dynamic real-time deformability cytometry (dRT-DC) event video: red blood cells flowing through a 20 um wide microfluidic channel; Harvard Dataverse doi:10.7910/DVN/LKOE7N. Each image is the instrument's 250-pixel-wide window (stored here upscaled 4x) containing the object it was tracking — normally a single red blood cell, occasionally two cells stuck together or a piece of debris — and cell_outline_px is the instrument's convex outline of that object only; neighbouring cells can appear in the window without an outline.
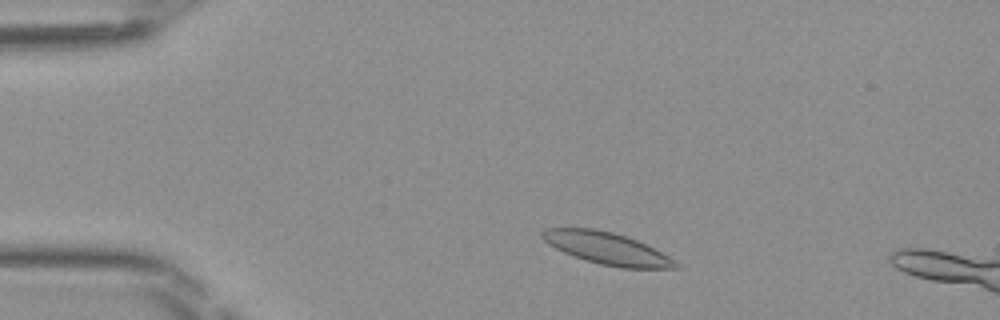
{"species": "Egyptian fruit bat (a non-hibernating species)", "species_latin": "Rousettus aegyptiacus", "temperature_condition": "room temperature", "stored_images_in_passage": 44, "camera_frame_rate_fps": 3000, "um_per_image_px": 0.085, "frame": {"image": 1, "passage_image": 4, "time_ms": 1.0, "image_size_px": [1000, 320], "cell_outline_px": [[680, 268], [620, 268], [600, 264], [564, 252], [548, 244], [540, 236], [540, 232], [544, 228], [592, 228], [612, 232], [636, 240], [668, 256], [680, 264]], "centroid_in_image_um": [51.56, 21.11], "position_along_channel_um": 33.4, "area_um2": 24.51}}
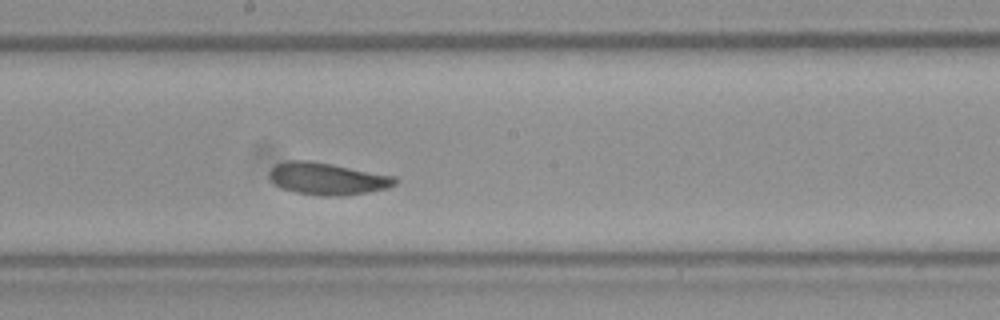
{"frame": {"image": 2, "passage_image": 21, "time_ms": 6.667, "image_size_px": [1000, 320], "cell_outline_px": [[400, 180], [396, 184], [388, 188], [368, 192], [340, 196], [320, 196], [296, 192], [284, 188], [276, 184], [268, 176], [268, 172], [276, 164], [288, 160], [308, 160], [332, 164], [396, 176]], "centroid_in_image_um": [27.86, 15.19], "position_along_channel_um": 220.3, "area_um2": 23.58}}
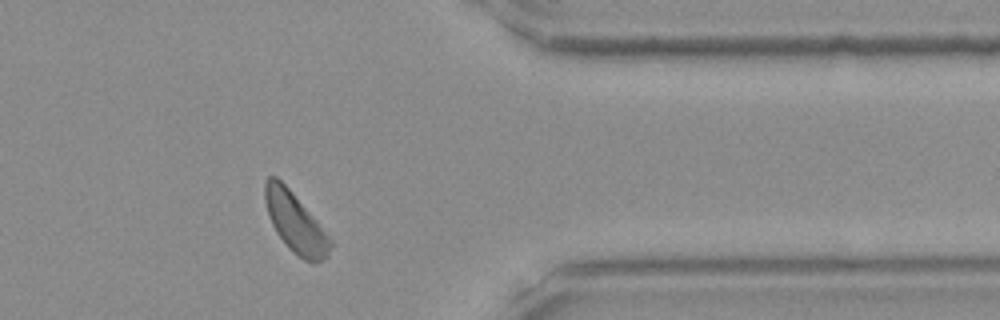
{"frame": {"image": 3, "passage_image": 34, "time_ms": 11.0, "image_size_px": [1000, 320], "cell_outline_px": [[332, 244], [328, 256], [324, 260], [304, 260], [292, 252], [276, 232], [268, 216], [264, 200], [264, 184], [268, 176], [276, 176], [288, 188], [316, 220], [332, 240]], "centroid_in_image_um": [25.07, 18.91], "position_along_channel_um": 386.3, "area_um2": 22.37}}